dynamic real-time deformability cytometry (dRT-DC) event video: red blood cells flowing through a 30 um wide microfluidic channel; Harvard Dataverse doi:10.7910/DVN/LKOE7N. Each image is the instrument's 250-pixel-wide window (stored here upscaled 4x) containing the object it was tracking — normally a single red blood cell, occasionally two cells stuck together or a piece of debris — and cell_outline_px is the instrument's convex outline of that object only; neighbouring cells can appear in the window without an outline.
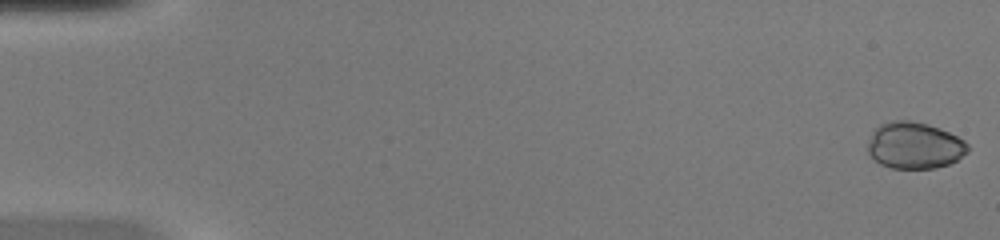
{"species": "common noctule bat (a hibernating species)", "species_latin": "Nyctalus noctula", "temperature_condition": "warm", "stored_images_in_passage": 51, "camera_frame_rate_fps": 3000, "um_per_image_px": 0.085, "animal": {"sex": "female", "body_mass_g": 20.0, "forearm_length_mm": 54.0}, "frame": {"image": 1, "passage_image": 1, "time_ms": 0.0, "image_size_px": [1000, 240], "cell_outline_px": [[968, 152], [956, 160], [948, 164], [936, 168], [892, 168], [880, 164], [868, 152], [868, 140], [872, 132], [880, 124], [892, 120], [908, 120], [928, 124], [940, 128], [964, 140], [968, 144]], "centroid_in_image_um": [77.73, 12.36], "position_along_channel_um": 7.3, "area_um2": 27.11}}
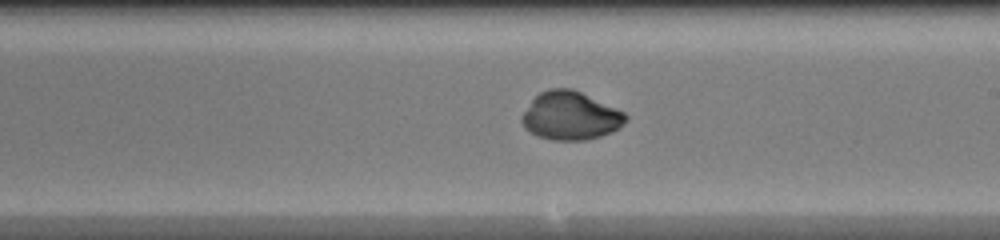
{"frame": {"image": 2, "passage_image": 30, "time_ms": 9.667, "image_size_px": [1000, 240], "cell_outline_px": [[628, 120], [620, 128], [612, 132], [600, 136], [584, 140], [552, 140], [540, 136], [524, 128], [520, 120], [520, 116], [532, 100], [540, 92], [548, 88], [572, 88], [624, 112], [628, 116]], "centroid_in_image_um": [48.49, 9.84], "position_along_channel_um": 240.5, "area_um2": 29.19}}
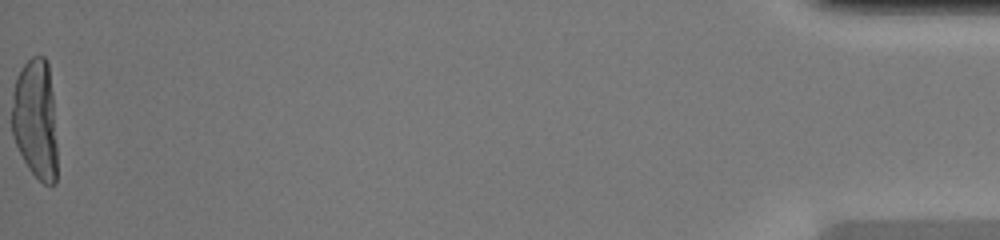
{"frame": {"image": 3, "passage_image": 51, "time_ms": 16.667, "image_size_px": [1000, 240], "cell_outline_px": [[56, 184], [44, 184], [28, 168], [12, 136], [12, 92], [20, 68], [32, 56], [44, 56], [48, 64], [52, 96], [56, 144]], "centroid_in_image_um": [2.99, 10.13], "position_along_channel_um": 432.2, "area_um2": 31.5}, "authors_computed_cell_mechanics": {"area_um2": 29.1312, "velocity_mm_per_s": 4.1355, "shape_relaxation_time_tau1_ms": 8.0854, "shape_relaxation_time_tau2_ms": null, "deformation_change_tau1": 0.3181, "deformation_change_tau2": null}}